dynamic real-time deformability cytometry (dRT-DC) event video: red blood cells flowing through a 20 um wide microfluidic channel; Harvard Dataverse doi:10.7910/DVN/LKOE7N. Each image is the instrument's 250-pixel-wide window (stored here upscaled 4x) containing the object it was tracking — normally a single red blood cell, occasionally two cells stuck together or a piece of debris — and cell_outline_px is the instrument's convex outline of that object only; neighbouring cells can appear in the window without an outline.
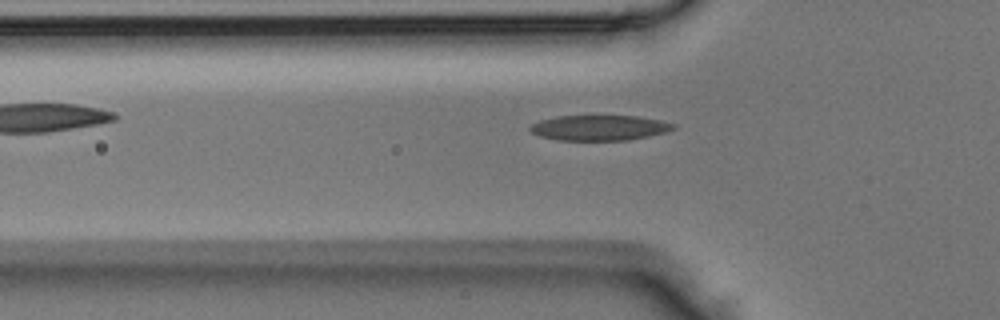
{"species": "Egyptian fruit bat (a non-hibernating species)", "species_latin": "Rousettus aegyptiacus", "temperature_condition": "room temperature", "stored_images_in_passage": 31, "camera_frame_rate_fps": 3000, "um_per_image_px": 0.085, "animal": {"sex": "male"}, "frame": {"image": 1, "passage_image": 2, "time_ms": 0.333, "image_size_px": [1000, 320], "cell_outline_px": [[676, 128], [664, 132], [648, 136], [628, 140], [556, 140], [540, 136], [532, 132], [528, 128], [532, 124], [540, 120], [556, 116], [636, 116], [660, 120], [676, 124]], "centroid_in_image_um": [50.93, 10.86], "position_along_channel_um": 74.9, "area_um2": 21.04}}
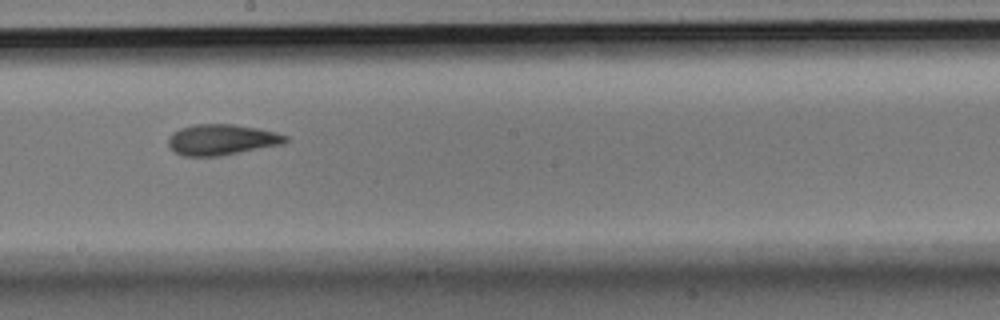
{"frame": {"image": 2, "passage_image": 12, "time_ms": 3.667, "image_size_px": [1000, 320], "cell_outline_px": [[288, 140], [284, 144], [220, 156], [184, 156], [176, 152], [168, 144], [168, 136], [172, 132], [180, 128], [192, 124], [232, 124], [256, 128], [276, 132], [288, 136]], "centroid_in_image_um": [18.84, 11.87], "position_along_channel_um": 229.4, "area_um2": 21.1}}
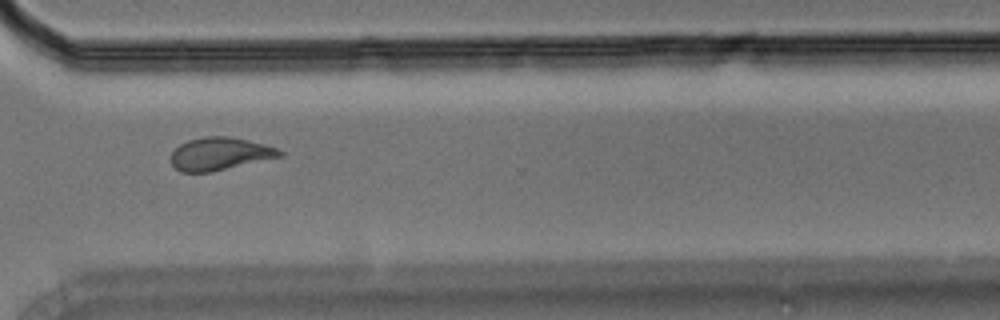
{"frame": {"image": 3, "passage_image": 20, "time_ms": 6.333, "image_size_px": [1000, 320], "cell_outline_px": [[284, 156], [208, 172], [180, 172], [168, 160], [172, 152], [180, 144], [188, 140], [204, 136], [228, 136], [248, 140], [264, 144], [276, 148], [284, 152]], "centroid_in_image_um": [18.66, 13.07], "position_along_channel_um": 351.9, "area_um2": 20.75}}